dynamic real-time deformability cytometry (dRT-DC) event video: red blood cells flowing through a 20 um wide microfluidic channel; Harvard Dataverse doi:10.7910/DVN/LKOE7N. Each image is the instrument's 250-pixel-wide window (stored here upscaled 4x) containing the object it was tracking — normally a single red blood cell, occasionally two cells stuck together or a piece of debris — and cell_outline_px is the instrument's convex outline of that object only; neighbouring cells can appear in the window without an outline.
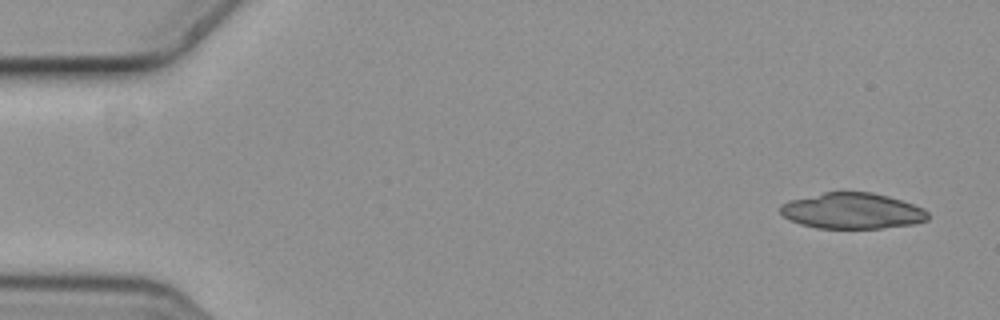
{"species": "common noctule bat (a hibernating species)", "species_latin": "Nyctalus noctula", "temperature_condition": "cold", "stored_images_in_passage": 4, "camera_frame_rate_fps": 3000, "um_per_image_px": 0.085, "animal": {"sex": "female", "body_mass_g": 19.3, "forearm_length_mm": 54.1}, "frame": {"image": 1, "passage_image": 1, "time_ms": 0.0, "image_size_px": [1000, 320], "cell_outline_px": [[928, 220], [912, 224], [880, 228], [816, 228], [800, 224], [784, 216], [780, 212], [780, 204], [788, 200], [824, 192], [872, 192], [888, 196], [924, 208], [928, 212]], "centroid_in_image_um": [72.42, 17.92], "position_along_channel_um": 12.6, "area_um2": 30.81}}